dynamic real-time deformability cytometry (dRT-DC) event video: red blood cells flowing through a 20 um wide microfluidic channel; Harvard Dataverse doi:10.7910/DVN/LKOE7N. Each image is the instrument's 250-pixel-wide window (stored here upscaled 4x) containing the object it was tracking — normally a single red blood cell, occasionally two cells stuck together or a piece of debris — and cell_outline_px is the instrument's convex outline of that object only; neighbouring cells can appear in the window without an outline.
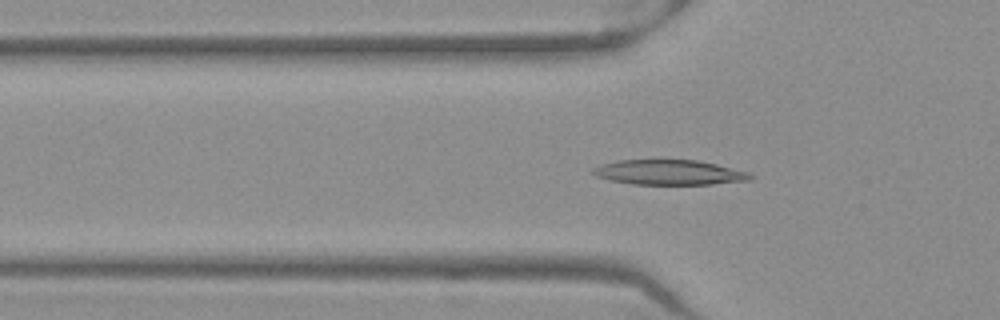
{"species": "Egyptian fruit bat (a non-hibernating species)", "species_latin": "Rousettus aegyptiacus", "temperature_condition": "warm", "stored_images_in_passage": 51, "camera_frame_rate_fps": 3000, "um_per_image_px": 0.085, "frame": {"image": 1, "passage_image": 17, "time_ms": 5.333, "image_size_px": [1000, 320], "cell_outline_px": [[752, 180], [712, 184], [632, 184], [608, 180], [596, 176], [592, 172], [592, 168], [600, 164], [616, 160], [700, 160], [748, 172], [752, 176]], "centroid_in_image_um": [56.84, 14.65], "position_along_channel_um": 69.0, "area_um2": 22.95}}
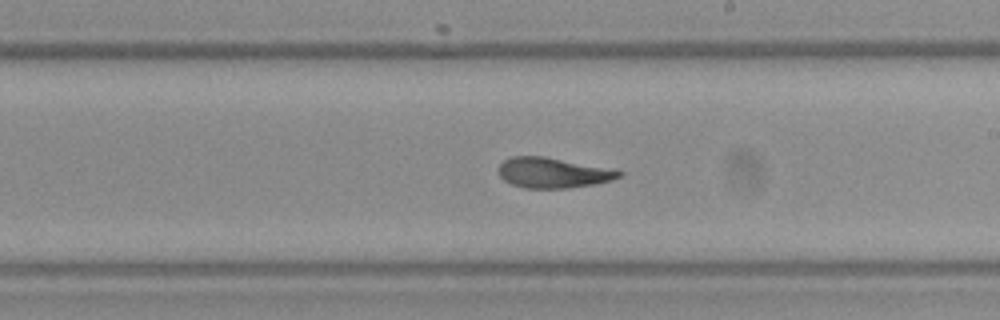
{"frame": {"image": 2, "passage_image": 30, "time_ms": 9.667, "image_size_px": [1000, 320], "cell_outline_px": [[624, 172], [620, 176], [612, 180], [596, 184], [568, 188], [524, 188], [512, 184], [504, 180], [496, 172], [496, 168], [504, 160], [512, 156], [544, 156]], "centroid_in_image_um": [46.91, 14.69], "position_along_channel_um": 242.1, "area_um2": 21.1}}
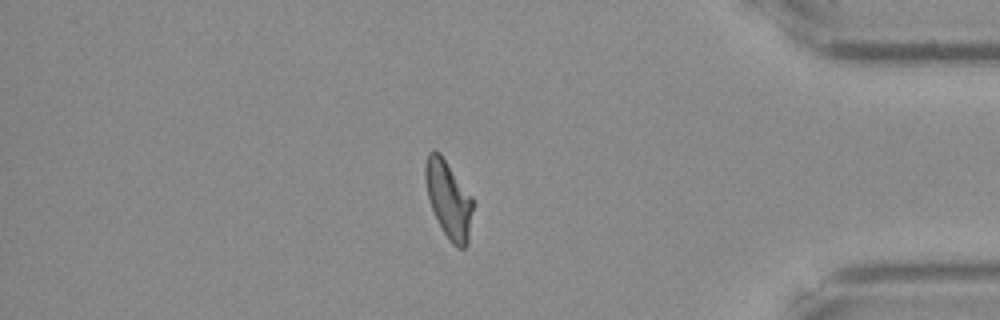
{"frame": {"image": 3, "passage_image": 44, "time_ms": 14.333, "image_size_px": [1000, 320], "cell_outline_px": [[476, 204], [468, 244], [464, 248], [456, 248], [448, 240], [432, 208], [428, 196], [424, 180], [424, 168], [428, 152], [440, 152], [472, 196]], "centroid_in_image_um": [38.18, 16.98], "position_along_channel_um": 397.0, "area_um2": 21.85}, "authors_computed_cell_mechanics": {"area_um2": 22.0218, "velocity_mm_per_s": 3.9826, "shape_relaxation_time_tau1_ms": 8.3391, "shape_relaxation_time_tau2_ms": 3.6399, "deformation_change_tau1": 0.2286, "deformation_change_tau2": 0.1058}}